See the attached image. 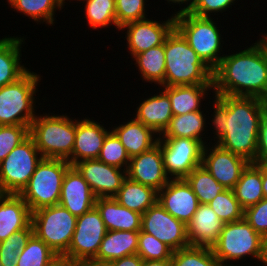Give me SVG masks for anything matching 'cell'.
I'll use <instances>...</instances> for the list:
<instances>
[{
  "label": "cell",
  "instance_id": "6da1fadb",
  "mask_svg": "<svg viewBox=\"0 0 267 266\" xmlns=\"http://www.w3.org/2000/svg\"><path fill=\"white\" fill-rule=\"evenodd\" d=\"M210 128L212 140L221 148L254 163L260 123L267 101L257 97L213 95ZM214 114V115H213ZM212 126V127H211ZM216 139V140H215Z\"/></svg>",
  "mask_w": 267,
  "mask_h": 266
},
{
  "label": "cell",
  "instance_id": "7a4b0ae2",
  "mask_svg": "<svg viewBox=\"0 0 267 266\" xmlns=\"http://www.w3.org/2000/svg\"><path fill=\"white\" fill-rule=\"evenodd\" d=\"M239 51V52H238ZM225 54L213 70V95L257 97L267 101L265 36L244 50Z\"/></svg>",
  "mask_w": 267,
  "mask_h": 266
},
{
  "label": "cell",
  "instance_id": "3957f363",
  "mask_svg": "<svg viewBox=\"0 0 267 266\" xmlns=\"http://www.w3.org/2000/svg\"><path fill=\"white\" fill-rule=\"evenodd\" d=\"M213 71L174 28L165 40L164 86L213 84Z\"/></svg>",
  "mask_w": 267,
  "mask_h": 266
},
{
  "label": "cell",
  "instance_id": "277c9868",
  "mask_svg": "<svg viewBox=\"0 0 267 266\" xmlns=\"http://www.w3.org/2000/svg\"><path fill=\"white\" fill-rule=\"evenodd\" d=\"M43 158L67 160L72 155L76 136V118L67 114H37L29 128Z\"/></svg>",
  "mask_w": 267,
  "mask_h": 266
},
{
  "label": "cell",
  "instance_id": "5b68a950",
  "mask_svg": "<svg viewBox=\"0 0 267 266\" xmlns=\"http://www.w3.org/2000/svg\"><path fill=\"white\" fill-rule=\"evenodd\" d=\"M41 77L29 69L17 81L0 87V125L31 126L38 114L35 104Z\"/></svg>",
  "mask_w": 267,
  "mask_h": 266
},
{
  "label": "cell",
  "instance_id": "8992f818",
  "mask_svg": "<svg viewBox=\"0 0 267 266\" xmlns=\"http://www.w3.org/2000/svg\"><path fill=\"white\" fill-rule=\"evenodd\" d=\"M174 19L175 28L213 71L225 55L222 50L224 35L221 34L218 23L213 17H200L191 13L174 16Z\"/></svg>",
  "mask_w": 267,
  "mask_h": 266
},
{
  "label": "cell",
  "instance_id": "52a82bcc",
  "mask_svg": "<svg viewBox=\"0 0 267 266\" xmlns=\"http://www.w3.org/2000/svg\"><path fill=\"white\" fill-rule=\"evenodd\" d=\"M262 245L263 237L243 218L225 223L219 238L211 248L221 266H232L233 262L239 263L241 259L243 262L246 257L260 262Z\"/></svg>",
  "mask_w": 267,
  "mask_h": 266
},
{
  "label": "cell",
  "instance_id": "ba28073f",
  "mask_svg": "<svg viewBox=\"0 0 267 266\" xmlns=\"http://www.w3.org/2000/svg\"><path fill=\"white\" fill-rule=\"evenodd\" d=\"M70 167L71 164L64 159L41 160L30 181L19 193L31 212L59 204L63 179Z\"/></svg>",
  "mask_w": 267,
  "mask_h": 266
},
{
  "label": "cell",
  "instance_id": "9c48e42d",
  "mask_svg": "<svg viewBox=\"0 0 267 266\" xmlns=\"http://www.w3.org/2000/svg\"><path fill=\"white\" fill-rule=\"evenodd\" d=\"M76 221V216L58 204L32 212L31 223L34 234L62 257L72 241Z\"/></svg>",
  "mask_w": 267,
  "mask_h": 266
},
{
  "label": "cell",
  "instance_id": "30bf717a",
  "mask_svg": "<svg viewBox=\"0 0 267 266\" xmlns=\"http://www.w3.org/2000/svg\"><path fill=\"white\" fill-rule=\"evenodd\" d=\"M42 159L43 156L29 135L0 163V179L4 190L8 194H19Z\"/></svg>",
  "mask_w": 267,
  "mask_h": 266
},
{
  "label": "cell",
  "instance_id": "8fae6325",
  "mask_svg": "<svg viewBox=\"0 0 267 266\" xmlns=\"http://www.w3.org/2000/svg\"><path fill=\"white\" fill-rule=\"evenodd\" d=\"M106 232L102 217L94 206L87 213L77 217L72 241L62 257L71 262L95 258Z\"/></svg>",
  "mask_w": 267,
  "mask_h": 266
},
{
  "label": "cell",
  "instance_id": "7c38bea8",
  "mask_svg": "<svg viewBox=\"0 0 267 266\" xmlns=\"http://www.w3.org/2000/svg\"><path fill=\"white\" fill-rule=\"evenodd\" d=\"M164 169L170 179H184L202 165L203 145L191 138L159 139Z\"/></svg>",
  "mask_w": 267,
  "mask_h": 266
},
{
  "label": "cell",
  "instance_id": "4fadbf2b",
  "mask_svg": "<svg viewBox=\"0 0 267 266\" xmlns=\"http://www.w3.org/2000/svg\"><path fill=\"white\" fill-rule=\"evenodd\" d=\"M141 231L156 237L173 251L190 245L187 225L169 214L158 201L142 214Z\"/></svg>",
  "mask_w": 267,
  "mask_h": 266
},
{
  "label": "cell",
  "instance_id": "5bb4252c",
  "mask_svg": "<svg viewBox=\"0 0 267 266\" xmlns=\"http://www.w3.org/2000/svg\"><path fill=\"white\" fill-rule=\"evenodd\" d=\"M175 28V19L171 14L165 21L146 18L125 24L119 30L126 31V46L128 53L133 58L150 48L164 44L167 36Z\"/></svg>",
  "mask_w": 267,
  "mask_h": 266
},
{
  "label": "cell",
  "instance_id": "9a60e30c",
  "mask_svg": "<svg viewBox=\"0 0 267 266\" xmlns=\"http://www.w3.org/2000/svg\"><path fill=\"white\" fill-rule=\"evenodd\" d=\"M211 144L208 143L203 147L202 166L218 183L227 189L233 190L243 170L250 162L231 151L221 148L216 143Z\"/></svg>",
  "mask_w": 267,
  "mask_h": 266
},
{
  "label": "cell",
  "instance_id": "2e32d148",
  "mask_svg": "<svg viewBox=\"0 0 267 266\" xmlns=\"http://www.w3.org/2000/svg\"><path fill=\"white\" fill-rule=\"evenodd\" d=\"M74 167L89 184L96 198L114 197L127 177L126 170L97 159L77 162Z\"/></svg>",
  "mask_w": 267,
  "mask_h": 266
},
{
  "label": "cell",
  "instance_id": "e0dca14e",
  "mask_svg": "<svg viewBox=\"0 0 267 266\" xmlns=\"http://www.w3.org/2000/svg\"><path fill=\"white\" fill-rule=\"evenodd\" d=\"M126 175L129 179L159 192L170 180L164 169L161 145L130 158Z\"/></svg>",
  "mask_w": 267,
  "mask_h": 266
},
{
  "label": "cell",
  "instance_id": "ac0fdd59",
  "mask_svg": "<svg viewBox=\"0 0 267 266\" xmlns=\"http://www.w3.org/2000/svg\"><path fill=\"white\" fill-rule=\"evenodd\" d=\"M157 201L169 214L186 225L200 204L185 179H170L158 192Z\"/></svg>",
  "mask_w": 267,
  "mask_h": 266
},
{
  "label": "cell",
  "instance_id": "d6986e66",
  "mask_svg": "<svg viewBox=\"0 0 267 266\" xmlns=\"http://www.w3.org/2000/svg\"><path fill=\"white\" fill-rule=\"evenodd\" d=\"M94 119L88 117L76 119V136L72 155L67 161L74 166L77 162L97 159L100 155L103 142L111 131Z\"/></svg>",
  "mask_w": 267,
  "mask_h": 266
},
{
  "label": "cell",
  "instance_id": "ffe728a7",
  "mask_svg": "<svg viewBox=\"0 0 267 266\" xmlns=\"http://www.w3.org/2000/svg\"><path fill=\"white\" fill-rule=\"evenodd\" d=\"M96 197L89 184L74 166H71L63 179L59 205L72 215L79 217L95 206Z\"/></svg>",
  "mask_w": 267,
  "mask_h": 266
},
{
  "label": "cell",
  "instance_id": "44dd1931",
  "mask_svg": "<svg viewBox=\"0 0 267 266\" xmlns=\"http://www.w3.org/2000/svg\"><path fill=\"white\" fill-rule=\"evenodd\" d=\"M209 204H199L191 221L187 224V237L190 245L212 247L224 227Z\"/></svg>",
  "mask_w": 267,
  "mask_h": 266
},
{
  "label": "cell",
  "instance_id": "7402d4cb",
  "mask_svg": "<svg viewBox=\"0 0 267 266\" xmlns=\"http://www.w3.org/2000/svg\"><path fill=\"white\" fill-rule=\"evenodd\" d=\"M159 93L144 98L135 109L133 117L143 125L152 128L159 136L168 127L173 117L169 96L160 88Z\"/></svg>",
  "mask_w": 267,
  "mask_h": 266
},
{
  "label": "cell",
  "instance_id": "603a6c76",
  "mask_svg": "<svg viewBox=\"0 0 267 266\" xmlns=\"http://www.w3.org/2000/svg\"><path fill=\"white\" fill-rule=\"evenodd\" d=\"M111 129L119 138L129 157L149 151L158 144L159 135L134 117Z\"/></svg>",
  "mask_w": 267,
  "mask_h": 266
},
{
  "label": "cell",
  "instance_id": "cb8c5ba5",
  "mask_svg": "<svg viewBox=\"0 0 267 266\" xmlns=\"http://www.w3.org/2000/svg\"><path fill=\"white\" fill-rule=\"evenodd\" d=\"M95 207L107 231H140L142 214L120 205L114 197L96 198Z\"/></svg>",
  "mask_w": 267,
  "mask_h": 266
},
{
  "label": "cell",
  "instance_id": "d4e9b609",
  "mask_svg": "<svg viewBox=\"0 0 267 266\" xmlns=\"http://www.w3.org/2000/svg\"><path fill=\"white\" fill-rule=\"evenodd\" d=\"M31 222L32 212L19 194H7L0 200V242Z\"/></svg>",
  "mask_w": 267,
  "mask_h": 266
},
{
  "label": "cell",
  "instance_id": "484cf974",
  "mask_svg": "<svg viewBox=\"0 0 267 266\" xmlns=\"http://www.w3.org/2000/svg\"><path fill=\"white\" fill-rule=\"evenodd\" d=\"M160 89L169 96L174 116L201 111L205 107L201 102L206 103L205 98L213 90V84L164 86Z\"/></svg>",
  "mask_w": 267,
  "mask_h": 266
},
{
  "label": "cell",
  "instance_id": "4316f807",
  "mask_svg": "<svg viewBox=\"0 0 267 266\" xmlns=\"http://www.w3.org/2000/svg\"><path fill=\"white\" fill-rule=\"evenodd\" d=\"M4 37L0 38V87L17 81L29 70L21 58L24 36Z\"/></svg>",
  "mask_w": 267,
  "mask_h": 266
},
{
  "label": "cell",
  "instance_id": "83f0119b",
  "mask_svg": "<svg viewBox=\"0 0 267 266\" xmlns=\"http://www.w3.org/2000/svg\"><path fill=\"white\" fill-rule=\"evenodd\" d=\"M204 111L205 110L195 111L184 115H174L159 139L191 138L198 140L205 146L207 142L205 141L206 138L204 136H206L205 133L208 132L206 127H208L210 122H206V119L209 121V116H207L206 111L205 113Z\"/></svg>",
  "mask_w": 267,
  "mask_h": 266
},
{
  "label": "cell",
  "instance_id": "f1b7e54d",
  "mask_svg": "<svg viewBox=\"0 0 267 266\" xmlns=\"http://www.w3.org/2000/svg\"><path fill=\"white\" fill-rule=\"evenodd\" d=\"M139 231H107L94 258L110 262L137 254Z\"/></svg>",
  "mask_w": 267,
  "mask_h": 266
},
{
  "label": "cell",
  "instance_id": "f546056e",
  "mask_svg": "<svg viewBox=\"0 0 267 266\" xmlns=\"http://www.w3.org/2000/svg\"><path fill=\"white\" fill-rule=\"evenodd\" d=\"M114 198L120 205L143 214L157 202L158 192L126 177Z\"/></svg>",
  "mask_w": 267,
  "mask_h": 266
},
{
  "label": "cell",
  "instance_id": "4dcf8cb0",
  "mask_svg": "<svg viewBox=\"0 0 267 266\" xmlns=\"http://www.w3.org/2000/svg\"><path fill=\"white\" fill-rule=\"evenodd\" d=\"M233 191L244 210L261 201L264 198L262 190V164L249 163L243 170Z\"/></svg>",
  "mask_w": 267,
  "mask_h": 266
},
{
  "label": "cell",
  "instance_id": "1f68e13d",
  "mask_svg": "<svg viewBox=\"0 0 267 266\" xmlns=\"http://www.w3.org/2000/svg\"><path fill=\"white\" fill-rule=\"evenodd\" d=\"M134 65L140 72L142 81L154 83L159 87H164L165 79V42L157 47L150 48L133 58Z\"/></svg>",
  "mask_w": 267,
  "mask_h": 266
},
{
  "label": "cell",
  "instance_id": "d6a6232c",
  "mask_svg": "<svg viewBox=\"0 0 267 266\" xmlns=\"http://www.w3.org/2000/svg\"><path fill=\"white\" fill-rule=\"evenodd\" d=\"M13 11L32 19L37 25L41 22L55 25L56 10L64 8L66 0H6Z\"/></svg>",
  "mask_w": 267,
  "mask_h": 266
},
{
  "label": "cell",
  "instance_id": "836d02e7",
  "mask_svg": "<svg viewBox=\"0 0 267 266\" xmlns=\"http://www.w3.org/2000/svg\"><path fill=\"white\" fill-rule=\"evenodd\" d=\"M184 179L192 188L200 204H209L218 194L227 190L202 165L195 168Z\"/></svg>",
  "mask_w": 267,
  "mask_h": 266
},
{
  "label": "cell",
  "instance_id": "e575fe53",
  "mask_svg": "<svg viewBox=\"0 0 267 266\" xmlns=\"http://www.w3.org/2000/svg\"><path fill=\"white\" fill-rule=\"evenodd\" d=\"M84 2H82L85 5L84 15L92 30L110 28L109 26H115L117 30L115 0H88Z\"/></svg>",
  "mask_w": 267,
  "mask_h": 266
},
{
  "label": "cell",
  "instance_id": "d590c367",
  "mask_svg": "<svg viewBox=\"0 0 267 266\" xmlns=\"http://www.w3.org/2000/svg\"><path fill=\"white\" fill-rule=\"evenodd\" d=\"M58 257L43 240L33 234L19 252L17 266H49Z\"/></svg>",
  "mask_w": 267,
  "mask_h": 266
},
{
  "label": "cell",
  "instance_id": "8d00e7d4",
  "mask_svg": "<svg viewBox=\"0 0 267 266\" xmlns=\"http://www.w3.org/2000/svg\"><path fill=\"white\" fill-rule=\"evenodd\" d=\"M172 266H221L212 248L189 245L173 251Z\"/></svg>",
  "mask_w": 267,
  "mask_h": 266
},
{
  "label": "cell",
  "instance_id": "74e56055",
  "mask_svg": "<svg viewBox=\"0 0 267 266\" xmlns=\"http://www.w3.org/2000/svg\"><path fill=\"white\" fill-rule=\"evenodd\" d=\"M34 234L32 223L24 229L14 232L0 242V262L3 266H17L19 252L27 245Z\"/></svg>",
  "mask_w": 267,
  "mask_h": 266
},
{
  "label": "cell",
  "instance_id": "f35d334b",
  "mask_svg": "<svg viewBox=\"0 0 267 266\" xmlns=\"http://www.w3.org/2000/svg\"><path fill=\"white\" fill-rule=\"evenodd\" d=\"M209 205L224 223H230L244 218V209L236 199L233 190L227 189L218 194Z\"/></svg>",
  "mask_w": 267,
  "mask_h": 266
},
{
  "label": "cell",
  "instance_id": "ab89813d",
  "mask_svg": "<svg viewBox=\"0 0 267 266\" xmlns=\"http://www.w3.org/2000/svg\"><path fill=\"white\" fill-rule=\"evenodd\" d=\"M98 159L107 165H112L123 170H127L128 168L130 157L112 130L107 134L103 142Z\"/></svg>",
  "mask_w": 267,
  "mask_h": 266
},
{
  "label": "cell",
  "instance_id": "60d3db41",
  "mask_svg": "<svg viewBox=\"0 0 267 266\" xmlns=\"http://www.w3.org/2000/svg\"><path fill=\"white\" fill-rule=\"evenodd\" d=\"M137 254L143 260L171 259L173 250L149 233L139 231Z\"/></svg>",
  "mask_w": 267,
  "mask_h": 266
},
{
  "label": "cell",
  "instance_id": "b9f144b4",
  "mask_svg": "<svg viewBox=\"0 0 267 266\" xmlns=\"http://www.w3.org/2000/svg\"><path fill=\"white\" fill-rule=\"evenodd\" d=\"M146 2L148 0H115L118 31L127 23L147 18Z\"/></svg>",
  "mask_w": 267,
  "mask_h": 266
},
{
  "label": "cell",
  "instance_id": "7bdbcfd3",
  "mask_svg": "<svg viewBox=\"0 0 267 266\" xmlns=\"http://www.w3.org/2000/svg\"><path fill=\"white\" fill-rule=\"evenodd\" d=\"M29 126L0 125V163L29 136Z\"/></svg>",
  "mask_w": 267,
  "mask_h": 266
},
{
  "label": "cell",
  "instance_id": "ee69618b",
  "mask_svg": "<svg viewBox=\"0 0 267 266\" xmlns=\"http://www.w3.org/2000/svg\"><path fill=\"white\" fill-rule=\"evenodd\" d=\"M244 219L262 237L267 235V198L244 210Z\"/></svg>",
  "mask_w": 267,
  "mask_h": 266
},
{
  "label": "cell",
  "instance_id": "f6af8a7d",
  "mask_svg": "<svg viewBox=\"0 0 267 266\" xmlns=\"http://www.w3.org/2000/svg\"><path fill=\"white\" fill-rule=\"evenodd\" d=\"M236 1L238 0H195L189 13L200 17H212L213 14L218 16L229 11Z\"/></svg>",
  "mask_w": 267,
  "mask_h": 266
},
{
  "label": "cell",
  "instance_id": "bcb514c9",
  "mask_svg": "<svg viewBox=\"0 0 267 266\" xmlns=\"http://www.w3.org/2000/svg\"><path fill=\"white\" fill-rule=\"evenodd\" d=\"M254 163L267 164V106L260 123L257 156Z\"/></svg>",
  "mask_w": 267,
  "mask_h": 266
},
{
  "label": "cell",
  "instance_id": "7dc6e473",
  "mask_svg": "<svg viewBox=\"0 0 267 266\" xmlns=\"http://www.w3.org/2000/svg\"><path fill=\"white\" fill-rule=\"evenodd\" d=\"M143 259L138 255H130L110 261V266H141Z\"/></svg>",
  "mask_w": 267,
  "mask_h": 266
},
{
  "label": "cell",
  "instance_id": "c3c4849f",
  "mask_svg": "<svg viewBox=\"0 0 267 266\" xmlns=\"http://www.w3.org/2000/svg\"><path fill=\"white\" fill-rule=\"evenodd\" d=\"M165 1H167L168 4H173V6L178 5V4H179V7L181 6L179 8L180 10H178V11L175 10V13L173 12V14H172L173 16H177V15H180L183 13H189L191 8L193 7L195 0H165Z\"/></svg>",
  "mask_w": 267,
  "mask_h": 266
},
{
  "label": "cell",
  "instance_id": "681fc988",
  "mask_svg": "<svg viewBox=\"0 0 267 266\" xmlns=\"http://www.w3.org/2000/svg\"><path fill=\"white\" fill-rule=\"evenodd\" d=\"M73 266H110L109 262L96 259H81L73 262Z\"/></svg>",
  "mask_w": 267,
  "mask_h": 266
},
{
  "label": "cell",
  "instance_id": "f907efd6",
  "mask_svg": "<svg viewBox=\"0 0 267 266\" xmlns=\"http://www.w3.org/2000/svg\"><path fill=\"white\" fill-rule=\"evenodd\" d=\"M141 266H172L171 259L164 260H143Z\"/></svg>",
  "mask_w": 267,
  "mask_h": 266
},
{
  "label": "cell",
  "instance_id": "816d5d0a",
  "mask_svg": "<svg viewBox=\"0 0 267 266\" xmlns=\"http://www.w3.org/2000/svg\"><path fill=\"white\" fill-rule=\"evenodd\" d=\"M262 190L264 198H267V164H262Z\"/></svg>",
  "mask_w": 267,
  "mask_h": 266
},
{
  "label": "cell",
  "instance_id": "f5cc1de1",
  "mask_svg": "<svg viewBox=\"0 0 267 266\" xmlns=\"http://www.w3.org/2000/svg\"><path fill=\"white\" fill-rule=\"evenodd\" d=\"M49 266H73V262L65 257H58Z\"/></svg>",
  "mask_w": 267,
  "mask_h": 266
},
{
  "label": "cell",
  "instance_id": "db71d44e",
  "mask_svg": "<svg viewBox=\"0 0 267 266\" xmlns=\"http://www.w3.org/2000/svg\"><path fill=\"white\" fill-rule=\"evenodd\" d=\"M260 263H263L262 266H267V235L263 237L262 257Z\"/></svg>",
  "mask_w": 267,
  "mask_h": 266
},
{
  "label": "cell",
  "instance_id": "11a10c76",
  "mask_svg": "<svg viewBox=\"0 0 267 266\" xmlns=\"http://www.w3.org/2000/svg\"><path fill=\"white\" fill-rule=\"evenodd\" d=\"M8 193L4 190L0 179V200H2Z\"/></svg>",
  "mask_w": 267,
  "mask_h": 266
},
{
  "label": "cell",
  "instance_id": "9f6ffc18",
  "mask_svg": "<svg viewBox=\"0 0 267 266\" xmlns=\"http://www.w3.org/2000/svg\"><path fill=\"white\" fill-rule=\"evenodd\" d=\"M265 54H266V59H267V38L265 37Z\"/></svg>",
  "mask_w": 267,
  "mask_h": 266
},
{
  "label": "cell",
  "instance_id": "6f0895ef",
  "mask_svg": "<svg viewBox=\"0 0 267 266\" xmlns=\"http://www.w3.org/2000/svg\"><path fill=\"white\" fill-rule=\"evenodd\" d=\"M67 1H72V0H67ZM77 2L80 1V3L83 1H88V0H76Z\"/></svg>",
  "mask_w": 267,
  "mask_h": 266
}]
</instances>
